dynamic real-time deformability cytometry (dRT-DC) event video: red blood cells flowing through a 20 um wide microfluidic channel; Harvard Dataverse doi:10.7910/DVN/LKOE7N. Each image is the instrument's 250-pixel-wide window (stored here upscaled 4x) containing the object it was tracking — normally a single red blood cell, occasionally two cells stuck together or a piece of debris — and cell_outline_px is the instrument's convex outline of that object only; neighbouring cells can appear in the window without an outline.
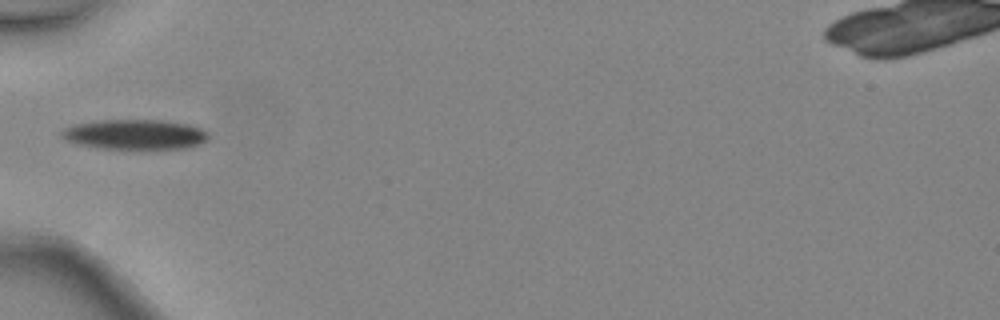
{"species": "common noctule bat (a hibernating species)", "species_latin": "Nyctalus noctula", "temperature_condition": "warm", "stored_images_in_passage": 2, "camera_frame_rate_fps": 3000, "um_per_image_px": 0.085, "animal": {"sex": "female", "body_mass_g": 24.6, "forearm_length_mm": 56.2}, "frame": {"image": 1, "passage_image": 2, "time_ms": 0.333, "image_size_px": [1000, 320], "cell_outline_px": [[208, 140], [200, 144], [188, 148], [100, 148], [76, 144], [60, 136], [60, 132], [64, 128], [72, 124], [100, 120], [164, 120], [188, 124], [200, 128], [208, 132]], "centroid_in_image_um": [11.46, 11.41], "position_along_channel_um": 73.5, "area_um2": 25.66}}